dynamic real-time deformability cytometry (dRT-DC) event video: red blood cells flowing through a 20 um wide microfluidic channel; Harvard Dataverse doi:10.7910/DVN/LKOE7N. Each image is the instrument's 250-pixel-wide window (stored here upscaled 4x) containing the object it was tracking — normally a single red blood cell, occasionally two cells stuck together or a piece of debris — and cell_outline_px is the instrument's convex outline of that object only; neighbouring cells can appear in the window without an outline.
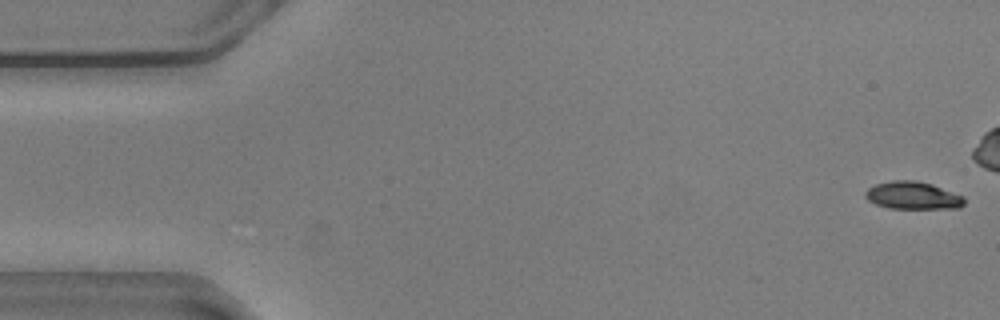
{"species": "common noctule bat (a hibernating species)", "species_latin": "Nyctalus noctula", "temperature_condition": "warm", "stored_images_in_passage": 43, "camera_frame_rate_fps": 3000, "um_per_image_px": 0.085, "animal": {"sex": "male", "body_mass_g": 20.5, "forearm_length_mm": 52.5}, "frame": {"image": 1, "passage_image": 1, "time_ms": 0.0, "image_size_px": [1000, 320], "cell_outline_px": [[964, 204], [960, 208], [888, 208], [876, 204], [868, 200], [864, 196], [864, 192], [868, 188], [876, 184], [892, 180], [916, 180], [932, 184], [964, 196]], "centroid_in_image_um": [77.58, 16.61], "position_along_channel_um": 7.4, "area_um2": 15.95}}
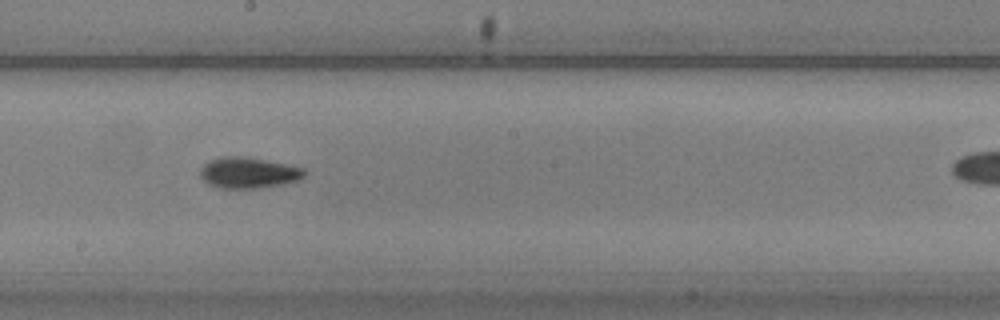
{"frame": {"image": 2, "passage_image": 30, "time_ms": 9.667, "image_size_px": [1000, 320], "cell_outline_px": [[304, 176], [296, 180], [284, 184], [256, 188], [220, 188], [208, 184], [200, 176], [200, 172], [204, 164], [212, 160], [224, 156], [240, 156], [264, 160], [304, 168]], "centroid_in_image_um": [21.09, 14.69], "position_along_channel_um": 227.1, "area_um2": 18.38}}
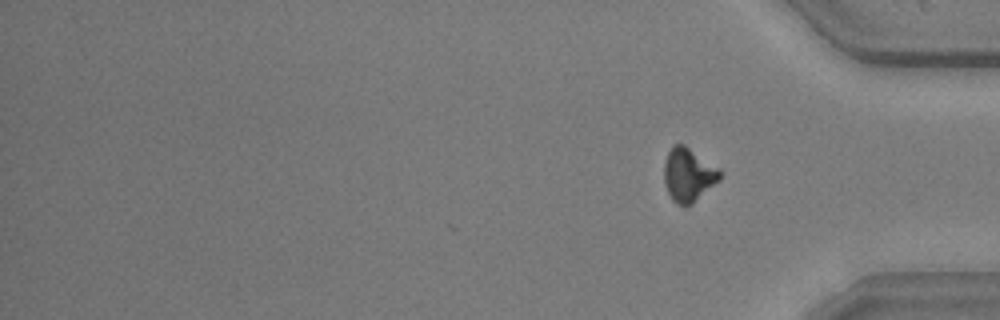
{"frame": {"image": 3, "passage_image": 43, "time_ms": 14.0, "image_size_px": [1000, 320], "cell_outline_px": [[724, 172], [720, 180], [692, 204], [684, 208], [672, 200], [664, 184], [664, 164], [668, 152], [672, 144], [684, 144], [720, 168]], "centroid_in_image_um": [58.54, 14.86], "position_along_channel_um": 376.7, "area_um2": 17.8}, "authors_computed_cell_mechanics": {"area_um2": 17.3978, "velocity_mm_per_s": 3.6173, "shape_relaxation_time_tau1_ms": 3.0732, "shape_relaxation_time_tau2_ms": 6.0066, "deformation_change_tau1": 0.1439, "deformation_change_tau2": 0.1097}}